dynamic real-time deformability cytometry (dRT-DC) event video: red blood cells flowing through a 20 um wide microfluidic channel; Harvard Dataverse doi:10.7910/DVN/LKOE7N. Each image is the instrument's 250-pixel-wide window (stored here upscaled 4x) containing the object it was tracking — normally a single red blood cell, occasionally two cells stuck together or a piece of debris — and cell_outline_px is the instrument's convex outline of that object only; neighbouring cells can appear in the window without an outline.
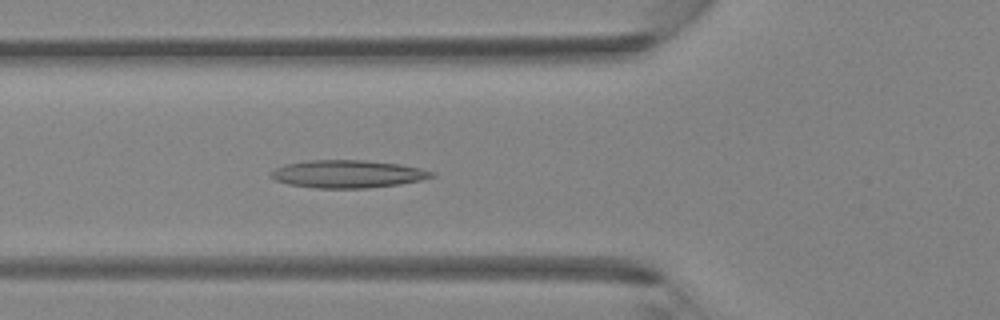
{"species": "Egyptian fruit bat (a non-hibernating species)", "species_latin": "Rousettus aegyptiacus", "temperature_condition": "room temperature", "stored_images_in_passage": 44, "camera_frame_rate_fps": 3000, "um_per_image_px": 0.085, "animal": {"sex": "female"}, "frame": {"image": 1, "passage_image": 16, "time_ms": 5.0, "image_size_px": [1000, 320], "cell_outline_px": [[436, 176], [420, 180], [400, 184], [368, 188], [316, 188], [288, 184], [276, 180], [272, 176], [272, 172], [276, 168], [284, 164], [308, 160], [364, 160], [400, 164], [420, 168], [436, 172]], "centroid_in_image_um": [29.6, 14.78], "position_along_channel_um": 96.2, "area_um2": 25.95}}
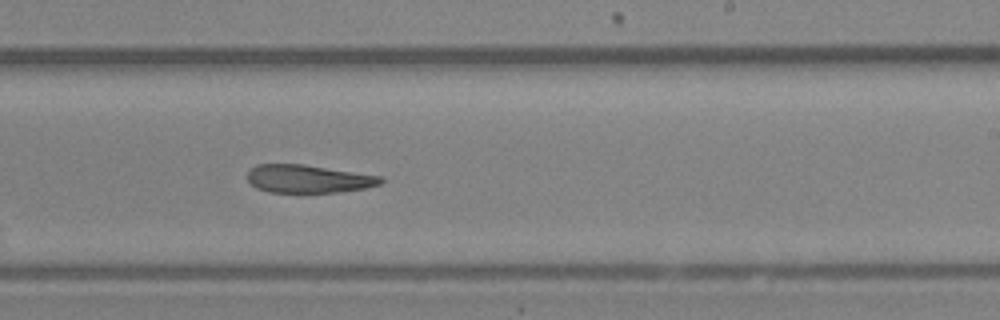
{"frame": {"image": 2, "passage_image": 27, "time_ms": 8.667, "image_size_px": [1000, 320], "cell_outline_px": [[384, 180], [380, 184], [364, 188], [336, 192], [268, 192], [256, 188], [248, 180], [248, 172], [256, 164], [304, 164], [384, 176]], "centroid_in_image_um": [26.22, 15.19], "position_along_channel_um": 262.8, "area_um2": 21.79}}
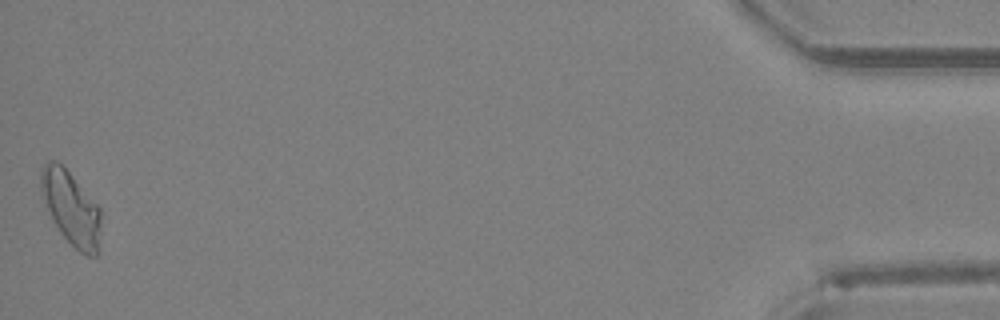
{"frame": {"image": 3, "passage_image": 44, "time_ms": 14.333, "image_size_px": [1000, 320], "cell_outline_px": [[100, 252], [96, 256], [88, 256], [80, 252], [60, 232], [52, 220], [40, 188], [40, 172], [44, 164], [48, 160], [56, 160], [68, 172], [100, 208]], "centroid_in_image_um": [6.05, 17.72], "position_along_channel_um": 429.2, "area_um2": 25.43}}